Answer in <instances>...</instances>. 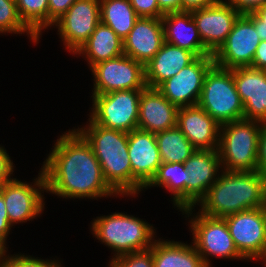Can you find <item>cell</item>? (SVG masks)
Returning <instances> with one entry per match:
<instances>
[{
  "label": "cell",
  "instance_id": "1",
  "mask_svg": "<svg viewBox=\"0 0 266 267\" xmlns=\"http://www.w3.org/2000/svg\"><path fill=\"white\" fill-rule=\"evenodd\" d=\"M56 141L41 168L45 192L66 199L118 196L107 184L91 146L75 129L65 132Z\"/></svg>",
  "mask_w": 266,
  "mask_h": 267
},
{
  "label": "cell",
  "instance_id": "2",
  "mask_svg": "<svg viewBox=\"0 0 266 267\" xmlns=\"http://www.w3.org/2000/svg\"><path fill=\"white\" fill-rule=\"evenodd\" d=\"M199 202L202 214L225 218L240 211L264 206L266 177L259 171L221 170Z\"/></svg>",
  "mask_w": 266,
  "mask_h": 267
},
{
  "label": "cell",
  "instance_id": "3",
  "mask_svg": "<svg viewBox=\"0 0 266 267\" xmlns=\"http://www.w3.org/2000/svg\"><path fill=\"white\" fill-rule=\"evenodd\" d=\"M85 127V128H84ZM75 129L91 146L107 184L118 195H132V171L128 155V133L95 124Z\"/></svg>",
  "mask_w": 266,
  "mask_h": 267
},
{
  "label": "cell",
  "instance_id": "4",
  "mask_svg": "<svg viewBox=\"0 0 266 267\" xmlns=\"http://www.w3.org/2000/svg\"><path fill=\"white\" fill-rule=\"evenodd\" d=\"M92 234L114 251L115 259L124 254L150 249L155 239L151 224L125 213L100 216L92 222Z\"/></svg>",
  "mask_w": 266,
  "mask_h": 267
},
{
  "label": "cell",
  "instance_id": "5",
  "mask_svg": "<svg viewBox=\"0 0 266 267\" xmlns=\"http://www.w3.org/2000/svg\"><path fill=\"white\" fill-rule=\"evenodd\" d=\"M262 124L243 118L220 126L218 152L223 170H257Z\"/></svg>",
  "mask_w": 266,
  "mask_h": 267
},
{
  "label": "cell",
  "instance_id": "6",
  "mask_svg": "<svg viewBox=\"0 0 266 267\" xmlns=\"http://www.w3.org/2000/svg\"><path fill=\"white\" fill-rule=\"evenodd\" d=\"M197 105L220 125L243 119L244 105L237 93L233 69L214 64L205 75Z\"/></svg>",
  "mask_w": 266,
  "mask_h": 267
},
{
  "label": "cell",
  "instance_id": "7",
  "mask_svg": "<svg viewBox=\"0 0 266 267\" xmlns=\"http://www.w3.org/2000/svg\"><path fill=\"white\" fill-rule=\"evenodd\" d=\"M143 89L92 95L90 119L100 126L131 132L138 128L139 101Z\"/></svg>",
  "mask_w": 266,
  "mask_h": 267
},
{
  "label": "cell",
  "instance_id": "8",
  "mask_svg": "<svg viewBox=\"0 0 266 267\" xmlns=\"http://www.w3.org/2000/svg\"><path fill=\"white\" fill-rule=\"evenodd\" d=\"M194 216L189 221L192 243L207 267H211L209 256L245 259L238 252L224 218L207 216L199 211Z\"/></svg>",
  "mask_w": 266,
  "mask_h": 267
},
{
  "label": "cell",
  "instance_id": "9",
  "mask_svg": "<svg viewBox=\"0 0 266 267\" xmlns=\"http://www.w3.org/2000/svg\"><path fill=\"white\" fill-rule=\"evenodd\" d=\"M254 25V13L240 15L225 42L213 54L214 64L224 69L250 67L261 40Z\"/></svg>",
  "mask_w": 266,
  "mask_h": 267
},
{
  "label": "cell",
  "instance_id": "10",
  "mask_svg": "<svg viewBox=\"0 0 266 267\" xmlns=\"http://www.w3.org/2000/svg\"><path fill=\"white\" fill-rule=\"evenodd\" d=\"M90 70L94 77L92 95L146 87L144 65L125 54L99 62Z\"/></svg>",
  "mask_w": 266,
  "mask_h": 267
},
{
  "label": "cell",
  "instance_id": "11",
  "mask_svg": "<svg viewBox=\"0 0 266 267\" xmlns=\"http://www.w3.org/2000/svg\"><path fill=\"white\" fill-rule=\"evenodd\" d=\"M238 252L245 260H258L266 253V213L263 207L224 218Z\"/></svg>",
  "mask_w": 266,
  "mask_h": 267
},
{
  "label": "cell",
  "instance_id": "12",
  "mask_svg": "<svg viewBox=\"0 0 266 267\" xmlns=\"http://www.w3.org/2000/svg\"><path fill=\"white\" fill-rule=\"evenodd\" d=\"M38 174L33 185L12 177L0 187L12 226L15 223L31 221L42 214L45 205L42 193L46 190V182L42 169Z\"/></svg>",
  "mask_w": 266,
  "mask_h": 267
},
{
  "label": "cell",
  "instance_id": "13",
  "mask_svg": "<svg viewBox=\"0 0 266 267\" xmlns=\"http://www.w3.org/2000/svg\"><path fill=\"white\" fill-rule=\"evenodd\" d=\"M100 22V0H76L53 25L65 48L75 54Z\"/></svg>",
  "mask_w": 266,
  "mask_h": 267
},
{
  "label": "cell",
  "instance_id": "14",
  "mask_svg": "<svg viewBox=\"0 0 266 267\" xmlns=\"http://www.w3.org/2000/svg\"><path fill=\"white\" fill-rule=\"evenodd\" d=\"M213 65V55L199 56L157 89L178 108L195 106L201 96L205 75Z\"/></svg>",
  "mask_w": 266,
  "mask_h": 267
},
{
  "label": "cell",
  "instance_id": "15",
  "mask_svg": "<svg viewBox=\"0 0 266 267\" xmlns=\"http://www.w3.org/2000/svg\"><path fill=\"white\" fill-rule=\"evenodd\" d=\"M128 155L132 171V196H135L149 184L162 163L155 133L139 128L129 132Z\"/></svg>",
  "mask_w": 266,
  "mask_h": 267
},
{
  "label": "cell",
  "instance_id": "16",
  "mask_svg": "<svg viewBox=\"0 0 266 267\" xmlns=\"http://www.w3.org/2000/svg\"><path fill=\"white\" fill-rule=\"evenodd\" d=\"M184 166L189 173V182L186 185V209L182 212L189 217L195 205L206 196L211 185L218 179L217 172L219 168L222 169V164L218 149H196L184 162Z\"/></svg>",
  "mask_w": 266,
  "mask_h": 267
},
{
  "label": "cell",
  "instance_id": "17",
  "mask_svg": "<svg viewBox=\"0 0 266 267\" xmlns=\"http://www.w3.org/2000/svg\"><path fill=\"white\" fill-rule=\"evenodd\" d=\"M205 48L213 55L225 42L240 14L226 1L191 11Z\"/></svg>",
  "mask_w": 266,
  "mask_h": 267
},
{
  "label": "cell",
  "instance_id": "18",
  "mask_svg": "<svg viewBox=\"0 0 266 267\" xmlns=\"http://www.w3.org/2000/svg\"><path fill=\"white\" fill-rule=\"evenodd\" d=\"M233 79L244 105V119L266 124V70L235 68Z\"/></svg>",
  "mask_w": 266,
  "mask_h": 267
},
{
  "label": "cell",
  "instance_id": "19",
  "mask_svg": "<svg viewBox=\"0 0 266 267\" xmlns=\"http://www.w3.org/2000/svg\"><path fill=\"white\" fill-rule=\"evenodd\" d=\"M176 126L195 149H218L221 125L198 105L179 107Z\"/></svg>",
  "mask_w": 266,
  "mask_h": 267
},
{
  "label": "cell",
  "instance_id": "20",
  "mask_svg": "<svg viewBox=\"0 0 266 267\" xmlns=\"http://www.w3.org/2000/svg\"><path fill=\"white\" fill-rule=\"evenodd\" d=\"M164 42L162 19L139 17L123 40L124 54L145 66L158 53Z\"/></svg>",
  "mask_w": 266,
  "mask_h": 267
},
{
  "label": "cell",
  "instance_id": "21",
  "mask_svg": "<svg viewBox=\"0 0 266 267\" xmlns=\"http://www.w3.org/2000/svg\"><path fill=\"white\" fill-rule=\"evenodd\" d=\"M178 107L157 88L145 87L139 101L138 128L158 133L176 126Z\"/></svg>",
  "mask_w": 266,
  "mask_h": 267
},
{
  "label": "cell",
  "instance_id": "22",
  "mask_svg": "<svg viewBox=\"0 0 266 267\" xmlns=\"http://www.w3.org/2000/svg\"><path fill=\"white\" fill-rule=\"evenodd\" d=\"M196 58L194 53L164 42L158 53L144 66L146 86L158 88Z\"/></svg>",
  "mask_w": 266,
  "mask_h": 267
},
{
  "label": "cell",
  "instance_id": "23",
  "mask_svg": "<svg viewBox=\"0 0 266 267\" xmlns=\"http://www.w3.org/2000/svg\"><path fill=\"white\" fill-rule=\"evenodd\" d=\"M165 42L186 49L197 57L212 55L204 46L191 12L164 14L161 18Z\"/></svg>",
  "mask_w": 266,
  "mask_h": 267
},
{
  "label": "cell",
  "instance_id": "24",
  "mask_svg": "<svg viewBox=\"0 0 266 267\" xmlns=\"http://www.w3.org/2000/svg\"><path fill=\"white\" fill-rule=\"evenodd\" d=\"M75 54L84 55L91 68L99 62L123 55L124 43L109 26L100 22Z\"/></svg>",
  "mask_w": 266,
  "mask_h": 267
},
{
  "label": "cell",
  "instance_id": "25",
  "mask_svg": "<svg viewBox=\"0 0 266 267\" xmlns=\"http://www.w3.org/2000/svg\"><path fill=\"white\" fill-rule=\"evenodd\" d=\"M154 267H207L193 244L155 240L152 246Z\"/></svg>",
  "mask_w": 266,
  "mask_h": 267
},
{
  "label": "cell",
  "instance_id": "26",
  "mask_svg": "<svg viewBox=\"0 0 266 267\" xmlns=\"http://www.w3.org/2000/svg\"><path fill=\"white\" fill-rule=\"evenodd\" d=\"M188 175L184 163H161L155 176L144 189L151 188V186L165 187L173 194L174 206L182 211L186 209Z\"/></svg>",
  "mask_w": 266,
  "mask_h": 267
},
{
  "label": "cell",
  "instance_id": "27",
  "mask_svg": "<svg viewBox=\"0 0 266 267\" xmlns=\"http://www.w3.org/2000/svg\"><path fill=\"white\" fill-rule=\"evenodd\" d=\"M100 17L122 40L139 19L129 0H100Z\"/></svg>",
  "mask_w": 266,
  "mask_h": 267
},
{
  "label": "cell",
  "instance_id": "28",
  "mask_svg": "<svg viewBox=\"0 0 266 267\" xmlns=\"http://www.w3.org/2000/svg\"><path fill=\"white\" fill-rule=\"evenodd\" d=\"M155 137L162 163H184L196 150L177 126L158 132Z\"/></svg>",
  "mask_w": 266,
  "mask_h": 267
},
{
  "label": "cell",
  "instance_id": "29",
  "mask_svg": "<svg viewBox=\"0 0 266 267\" xmlns=\"http://www.w3.org/2000/svg\"><path fill=\"white\" fill-rule=\"evenodd\" d=\"M16 6L23 23L40 38L48 28V0H16Z\"/></svg>",
  "mask_w": 266,
  "mask_h": 267
},
{
  "label": "cell",
  "instance_id": "30",
  "mask_svg": "<svg viewBox=\"0 0 266 267\" xmlns=\"http://www.w3.org/2000/svg\"><path fill=\"white\" fill-rule=\"evenodd\" d=\"M27 33L34 43H38L39 38L21 20L16 0H0V33Z\"/></svg>",
  "mask_w": 266,
  "mask_h": 267
},
{
  "label": "cell",
  "instance_id": "31",
  "mask_svg": "<svg viewBox=\"0 0 266 267\" xmlns=\"http://www.w3.org/2000/svg\"><path fill=\"white\" fill-rule=\"evenodd\" d=\"M109 267H154L152 247L116 257L110 261Z\"/></svg>",
  "mask_w": 266,
  "mask_h": 267
},
{
  "label": "cell",
  "instance_id": "32",
  "mask_svg": "<svg viewBox=\"0 0 266 267\" xmlns=\"http://www.w3.org/2000/svg\"><path fill=\"white\" fill-rule=\"evenodd\" d=\"M7 249L3 250V267H61L58 260L38 259L28 255H6Z\"/></svg>",
  "mask_w": 266,
  "mask_h": 267
},
{
  "label": "cell",
  "instance_id": "33",
  "mask_svg": "<svg viewBox=\"0 0 266 267\" xmlns=\"http://www.w3.org/2000/svg\"><path fill=\"white\" fill-rule=\"evenodd\" d=\"M129 2L139 17L162 18L164 16L157 0H129Z\"/></svg>",
  "mask_w": 266,
  "mask_h": 267
},
{
  "label": "cell",
  "instance_id": "34",
  "mask_svg": "<svg viewBox=\"0 0 266 267\" xmlns=\"http://www.w3.org/2000/svg\"><path fill=\"white\" fill-rule=\"evenodd\" d=\"M75 1L76 0H48V27L53 26Z\"/></svg>",
  "mask_w": 266,
  "mask_h": 267
},
{
  "label": "cell",
  "instance_id": "35",
  "mask_svg": "<svg viewBox=\"0 0 266 267\" xmlns=\"http://www.w3.org/2000/svg\"><path fill=\"white\" fill-rule=\"evenodd\" d=\"M12 225L9 223V218L5 206V201L0 193V249L6 250V240L10 234Z\"/></svg>",
  "mask_w": 266,
  "mask_h": 267
},
{
  "label": "cell",
  "instance_id": "36",
  "mask_svg": "<svg viewBox=\"0 0 266 267\" xmlns=\"http://www.w3.org/2000/svg\"><path fill=\"white\" fill-rule=\"evenodd\" d=\"M240 15L254 13L266 4V0H228L227 1Z\"/></svg>",
  "mask_w": 266,
  "mask_h": 267
},
{
  "label": "cell",
  "instance_id": "37",
  "mask_svg": "<svg viewBox=\"0 0 266 267\" xmlns=\"http://www.w3.org/2000/svg\"><path fill=\"white\" fill-rule=\"evenodd\" d=\"M14 165L8 155L6 149L0 146V187L10 181V177L14 172Z\"/></svg>",
  "mask_w": 266,
  "mask_h": 267
},
{
  "label": "cell",
  "instance_id": "38",
  "mask_svg": "<svg viewBox=\"0 0 266 267\" xmlns=\"http://www.w3.org/2000/svg\"><path fill=\"white\" fill-rule=\"evenodd\" d=\"M257 171L266 177V124H262L259 135Z\"/></svg>",
  "mask_w": 266,
  "mask_h": 267
},
{
  "label": "cell",
  "instance_id": "39",
  "mask_svg": "<svg viewBox=\"0 0 266 267\" xmlns=\"http://www.w3.org/2000/svg\"><path fill=\"white\" fill-rule=\"evenodd\" d=\"M254 25L261 41H266V4L254 12Z\"/></svg>",
  "mask_w": 266,
  "mask_h": 267
},
{
  "label": "cell",
  "instance_id": "40",
  "mask_svg": "<svg viewBox=\"0 0 266 267\" xmlns=\"http://www.w3.org/2000/svg\"><path fill=\"white\" fill-rule=\"evenodd\" d=\"M254 69L266 70V41H261L250 66Z\"/></svg>",
  "mask_w": 266,
  "mask_h": 267
},
{
  "label": "cell",
  "instance_id": "41",
  "mask_svg": "<svg viewBox=\"0 0 266 267\" xmlns=\"http://www.w3.org/2000/svg\"><path fill=\"white\" fill-rule=\"evenodd\" d=\"M219 0H181L182 11L191 12L196 9H201L214 5Z\"/></svg>",
  "mask_w": 266,
  "mask_h": 267
},
{
  "label": "cell",
  "instance_id": "42",
  "mask_svg": "<svg viewBox=\"0 0 266 267\" xmlns=\"http://www.w3.org/2000/svg\"><path fill=\"white\" fill-rule=\"evenodd\" d=\"M159 9L163 14L181 12V0H157Z\"/></svg>",
  "mask_w": 266,
  "mask_h": 267
},
{
  "label": "cell",
  "instance_id": "43",
  "mask_svg": "<svg viewBox=\"0 0 266 267\" xmlns=\"http://www.w3.org/2000/svg\"><path fill=\"white\" fill-rule=\"evenodd\" d=\"M259 260H261V261L263 260V261H264L263 263H264V265H265L264 267H266V253H265L262 257H260V258L258 259V261H259Z\"/></svg>",
  "mask_w": 266,
  "mask_h": 267
},
{
  "label": "cell",
  "instance_id": "44",
  "mask_svg": "<svg viewBox=\"0 0 266 267\" xmlns=\"http://www.w3.org/2000/svg\"><path fill=\"white\" fill-rule=\"evenodd\" d=\"M0 267H3V250L2 253L0 254Z\"/></svg>",
  "mask_w": 266,
  "mask_h": 267
},
{
  "label": "cell",
  "instance_id": "45",
  "mask_svg": "<svg viewBox=\"0 0 266 267\" xmlns=\"http://www.w3.org/2000/svg\"><path fill=\"white\" fill-rule=\"evenodd\" d=\"M265 213H266V188H265V196H264V206H263Z\"/></svg>",
  "mask_w": 266,
  "mask_h": 267
}]
</instances>
